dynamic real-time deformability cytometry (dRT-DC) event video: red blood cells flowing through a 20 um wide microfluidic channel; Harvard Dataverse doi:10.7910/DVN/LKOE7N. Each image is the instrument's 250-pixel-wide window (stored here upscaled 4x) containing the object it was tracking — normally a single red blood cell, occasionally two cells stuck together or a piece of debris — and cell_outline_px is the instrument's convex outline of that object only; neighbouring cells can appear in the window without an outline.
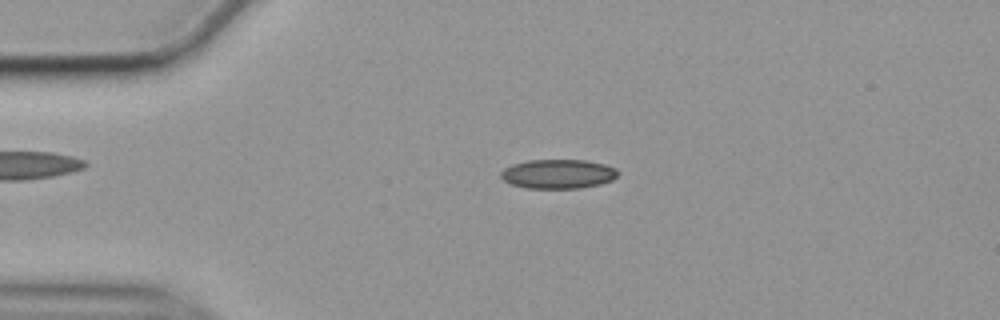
{"species": "common noctule bat (a hibernating species)", "species_latin": "Nyctalus noctula", "temperature_condition": "cold", "stored_images_in_passage": 56, "camera_frame_rate_fps": 3000, "um_per_image_px": 0.085, "animal": {"sex": "female", "body_mass_g": 19.9}, "frame": {"image": 1, "passage_image": 12, "time_ms": 3.667, "image_size_px": [1000, 320], "cell_outline_px": [[620, 172], [612, 180], [600, 184], [580, 188], [528, 188], [512, 184], [504, 180], [500, 176], [500, 172], [504, 168], [512, 164], [528, 160], [584, 160], [604, 164], [616, 168]], "centroid_in_image_um": [47.44, 14.78], "position_along_channel_um": 37.6, "area_um2": 19.94}}
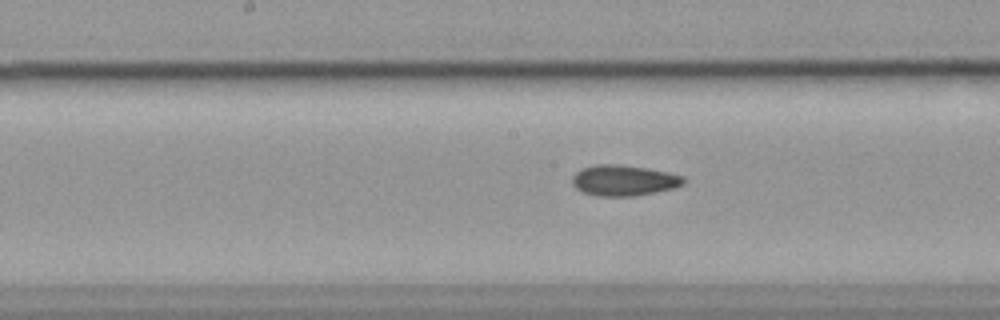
{"frame": {"image": 2, "passage_image": 28, "time_ms": 9.0, "image_size_px": [1000, 320], "cell_outline_px": [[684, 184], [676, 188], [632, 196], [596, 196], [584, 192], [576, 188], [572, 184], [572, 176], [580, 168], [596, 164], [616, 164], [648, 168], [668, 172], [684, 176]], "centroid_in_image_um": [53.01, 15.33], "position_along_channel_um": 195.2, "area_um2": 20.06}}
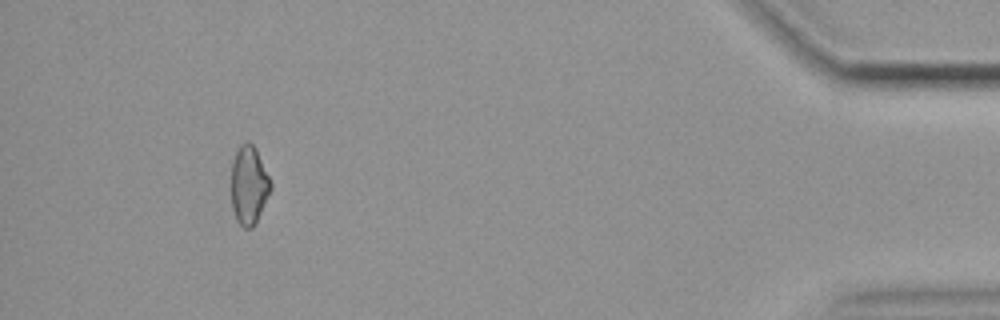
{"frame": {"image": 3, "passage_image": 52, "time_ms": 17.0, "image_size_px": [1000, 320], "cell_outline_px": [[272, 188], [256, 224], [252, 228], [244, 228], [236, 220], [232, 208], [232, 164], [236, 152], [240, 144], [248, 140], [256, 148], [272, 184]], "centroid_in_image_um": [21.17, 15.75], "position_along_channel_um": 414.0, "area_um2": 18.09}, "authors_computed_cell_mechanics": {"area_um2": 19.3919, "velocity_mm_per_s": 3.5406, "shape_relaxation_time_tau1_ms": 6.555, "shape_relaxation_time_tau2_ms": 7.564, "deformation_change_tau1": 0.0995, "deformation_change_tau2": 0.1469}}